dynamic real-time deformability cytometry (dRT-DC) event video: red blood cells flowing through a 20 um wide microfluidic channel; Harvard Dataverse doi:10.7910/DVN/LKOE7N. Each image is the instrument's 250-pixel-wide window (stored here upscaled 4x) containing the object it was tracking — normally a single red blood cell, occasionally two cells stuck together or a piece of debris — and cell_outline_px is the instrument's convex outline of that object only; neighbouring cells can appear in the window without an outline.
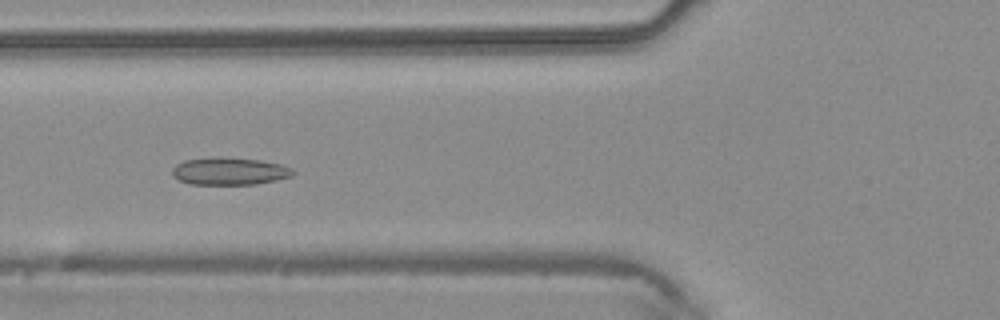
{"species": "common noctule bat (a hibernating species)", "species_latin": "Nyctalus noctula", "temperature_condition": "warm", "stored_images_in_passage": 5, "camera_frame_rate_fps": 3000, "um_per_image_px": 0.085, "animal": {"sex": "male", "body_mass_g": 20.4}, "frame": {"image": 1, "passage_image": 5, "time_ms": 1.333, "image_size_px": [1000, 320], "cell_outline_px": [[296, 172], [292, 176], [276, 180], [256, 184], [192, 184], [180, 180], [172, 176], [172, 168], [176, 164], [184, 160], [212, 156], [260, 160], [280, 164], [292, 168]], "centroid_in_image_um": [19.5, 14.54], "position_along_channel_um": 106.3, "area_um2": 19.42}}